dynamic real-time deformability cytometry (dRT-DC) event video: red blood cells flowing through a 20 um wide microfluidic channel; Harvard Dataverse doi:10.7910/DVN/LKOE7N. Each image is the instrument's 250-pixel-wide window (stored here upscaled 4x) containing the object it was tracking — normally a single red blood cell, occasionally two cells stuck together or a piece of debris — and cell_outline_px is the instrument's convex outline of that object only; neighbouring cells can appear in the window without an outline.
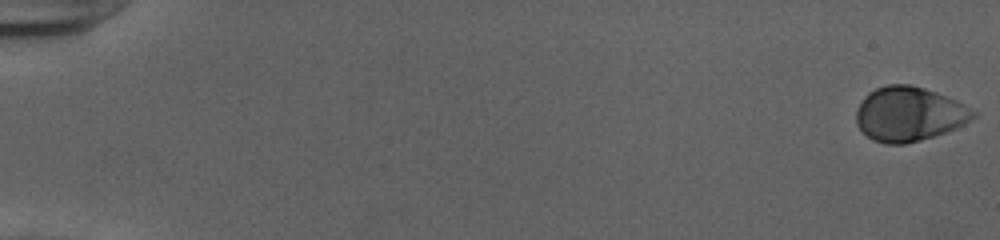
{"species": "human", "species_latin": "Homo sapiens", "temperature_condition": "cold", "stored_images_in_passage": 25, "camera_frame_rate_fps": 3000, "um_per_image_px": 0.085, "donor": {"sex": "female"}, "frame": {"image": 1, "passage_image": 1, "time_ms": 0.0, "image_size_px": [1000, 240], "cell_outline_px": [[976, 116], [964, 124], [956, 128], [920, 140], [904, 144], [884, 144], [872, 140], [856, 124], [856, 112], [864, 96], [868, 92], [876, 88], [888, 84], [908, 84], [924, 88], [948, 96], [956, 100], [976, 112]], "centroid_in_image_um": [77.25, 9.69], "position_along_channel_um": 7.7, "area_um2": 36.93}}
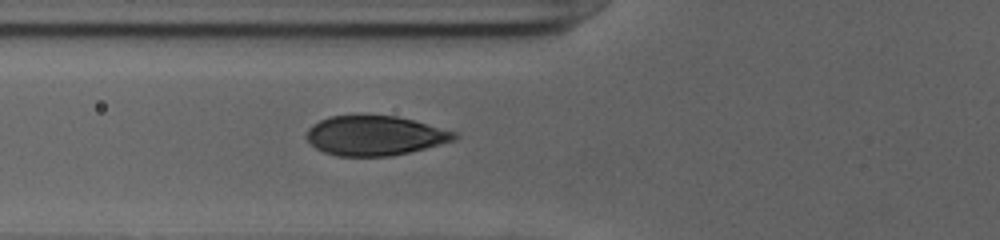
{"frame": {"image": 2, "passage_image": 22, "time_ms": 7.0, "image_size_px": [1000, 240], "cell_outline_px": [[460, 136], [456, 140], [392, 156], [336, 156], [324, 152], [316, 148], [304, 136], [308, 128], [312, 124], [328, 116], [396, 116], [412, 120], [456, 132]], "centroid_in_image_um": [31.84, 11.53], "position_along_channel_um": 94.0, "area_um2": 33.99}}
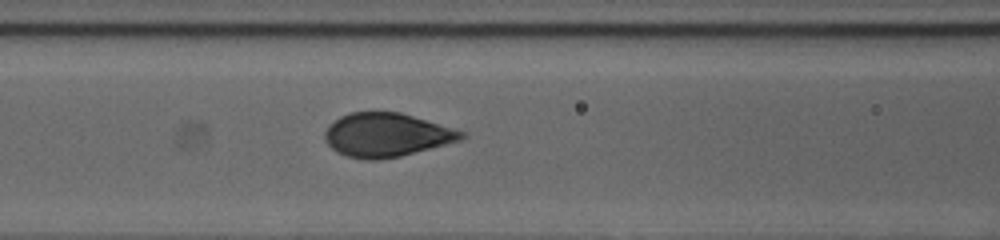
{"frame": {"image": 3, "passage_image": 25, "time_ms": 8.0, "image_size_px": [1000, 240], "cell_outline_px": [[468, 136], [460, 140], [400, 156], [380, 160], [368, 160], [348, 156], [336, 152], [324, 140], [324, 132], [340, 116], [348, 112], [400, 112], [468, 132]], "centroid_in_image_um": [32.87, 11.47], "position_along_channel_um": 133.7, "area_um2": 34.74}}